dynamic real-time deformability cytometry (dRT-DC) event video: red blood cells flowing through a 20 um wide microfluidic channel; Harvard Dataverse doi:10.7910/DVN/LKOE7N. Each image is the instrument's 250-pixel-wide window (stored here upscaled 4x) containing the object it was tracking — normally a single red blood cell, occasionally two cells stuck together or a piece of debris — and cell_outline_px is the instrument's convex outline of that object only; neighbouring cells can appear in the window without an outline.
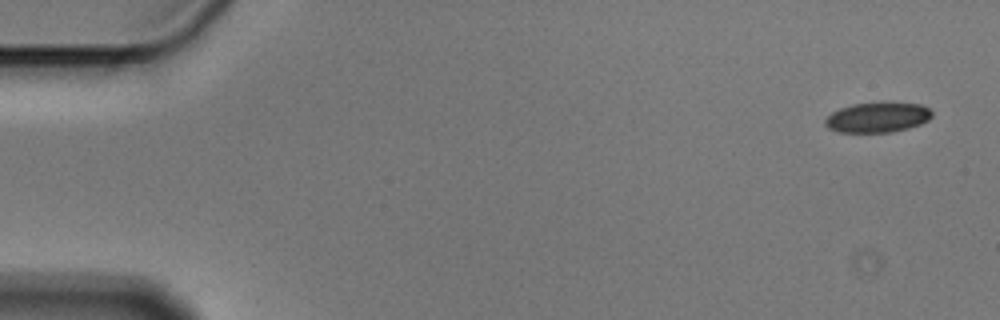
{"species": "Egyptian fruit bat (a non-hibernating species)", "species_latin": "Rousettus aegyptiacus", "temperature_condition": "cold", "stored_images_in_passage": 5, "camera_frame_rate_fps": 3000, "um_per_image_px": 0.085, "animal": {"sex": "male"}, "frame": {"image": 1, "passage_image": 1, "time_ms": 0.0, "image_size_px": [1000, 320], "cell_outline_px": [[932, 116], [928, 120], [920, 124], [908, 128], [892, 132], [836, 132], [828, 128], [824, 124], [824, 120], [832, 112], [840, 108], [852, 104], [920, 104], [928, 108], [932, 112]], "centroid_in_image_um": [74.55, 10.01], "position_along_channel_um": 10.4, "area_um2": 18.32}}
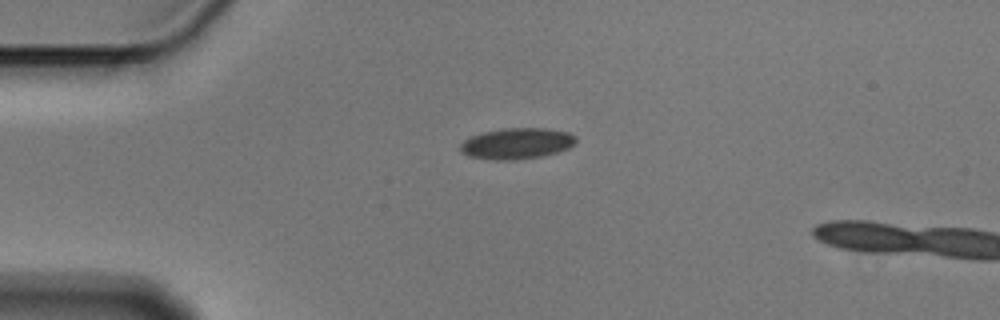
{"frame": {"image": 2, "passage_image": 4, "time_ms": 1.0, "image_size_px": [1000, 320], "cell_outline_px": [[576, 144], [568, 148], [556, 152], [540, 156], [516, 160], [496, 160], [468, 156], [460, 152], [460, 144], [464, 140], [472, 136], [484, 132], [504, 128], [548, 128], [568, 132], [576, 136]], "centroid_in_image_um": [43.93, 12.19], "position_along_channel_um": 41.1, "area_um2": 20.92}}